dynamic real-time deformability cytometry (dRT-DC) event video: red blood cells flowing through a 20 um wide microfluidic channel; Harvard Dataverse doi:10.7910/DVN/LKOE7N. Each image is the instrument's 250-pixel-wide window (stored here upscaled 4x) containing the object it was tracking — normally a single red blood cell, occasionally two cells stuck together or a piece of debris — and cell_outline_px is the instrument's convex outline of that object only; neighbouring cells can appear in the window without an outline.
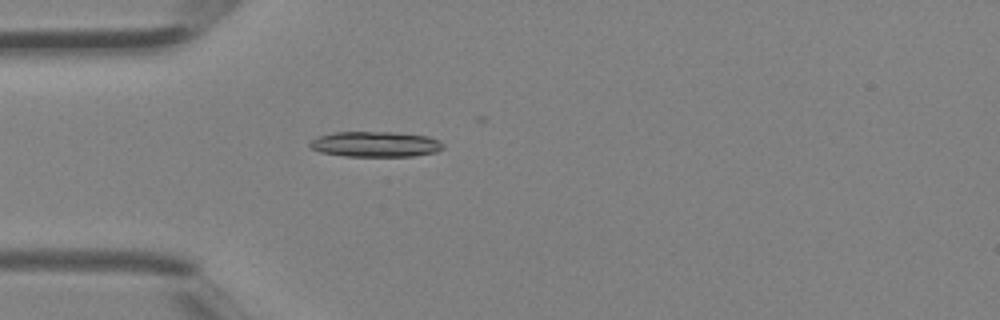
{"species": "Egyptian fruit bat (a non-hibernating species)", "species_latin": "Rousettus aegyptiacus", "temperature_condition": "room temperature", "stored_images_in_passage": 1, "camera_frame_rate_fps": 3000, "um_per_image_px": 0.085, "animal": {"sex": "female"}, "frame": {"image": 1, "passage_image": 1, "time_ms": 0.0, "image_size_px": [1000, 320], "cell_outline_px": [[444, 148], [436, 152], [412, 156], [344, 156], [320, 152], [312, 148], [308, 144], [312, 140], [320, 136], [336, 132], [392, 132], [428, 136], [440, 140], [444, 144]], "centroid_in_image_um": [31.95, 12.26], "position_along_channel_um": 53.0, "area_um2": 19.71}}